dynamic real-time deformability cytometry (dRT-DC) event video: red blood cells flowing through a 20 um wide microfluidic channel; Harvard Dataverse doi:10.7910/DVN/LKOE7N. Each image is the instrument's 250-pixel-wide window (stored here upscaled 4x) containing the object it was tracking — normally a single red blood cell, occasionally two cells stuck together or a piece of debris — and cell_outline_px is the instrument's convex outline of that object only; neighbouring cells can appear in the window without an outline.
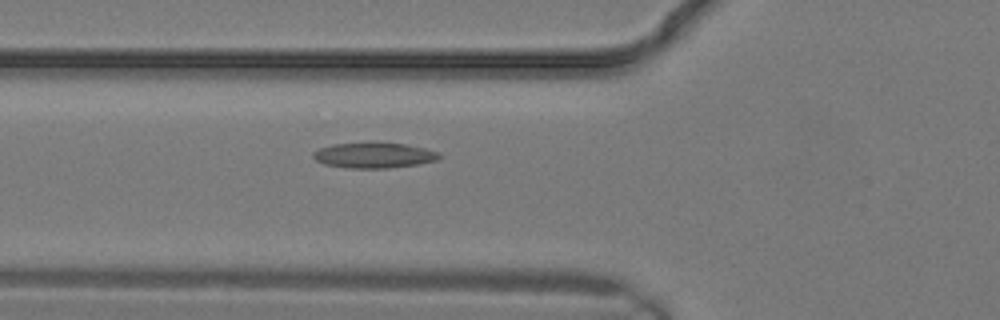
{"species": "common noctule bat (a hibernating species)", "species_latin": "Nyctalus noctula", "temperature_condition": "warm", "stored_images_in_passage": 7, "camera_frame_rate_fps": 3000, "um_per_image_px": 0.085, "animal": {"sex": "male", "body_mass_g": 19.2, "forearm_length_mm": 51.8}, "frame": {"image": 1, "passage_image": 2, "time_ms": 0.333, "image_size_px": [1000, 320], "cell_outline_px": [[444, 156], [436, 160], [420, 164], [388, 168], [348, 168], [324, 164], [316, 160], [312, 156], [312, 152], [320, 148], [332, 144], [404, 144], [424, 148], [440, 152]], "centroid_in_image_um": [31.82, 13.22], "position_along_channel_um": 94.0, "area_um2": 18.38}}
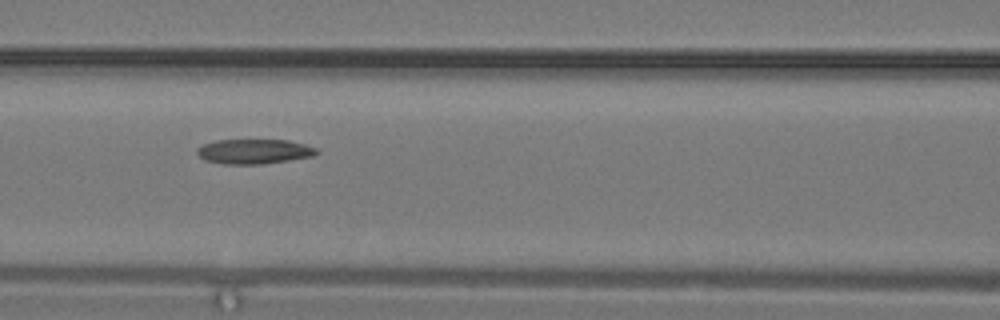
{"frame": {"image": 2, "passage_image": 4, "time_ms": 1.0, "image_size_px": [1000, 320], "cell_outline_px": [[320, 152], [312, 156], [264, 164], [224, 164], [204, 160], [196, 152], [196, 148], [204, 144], [216, 140], [288, 140], [304, 144], [316, 148]], "centroid_in_image_um": [21.58, 12.87], "position_along_channel_um": 145.0, "area_um2": 17.22}}
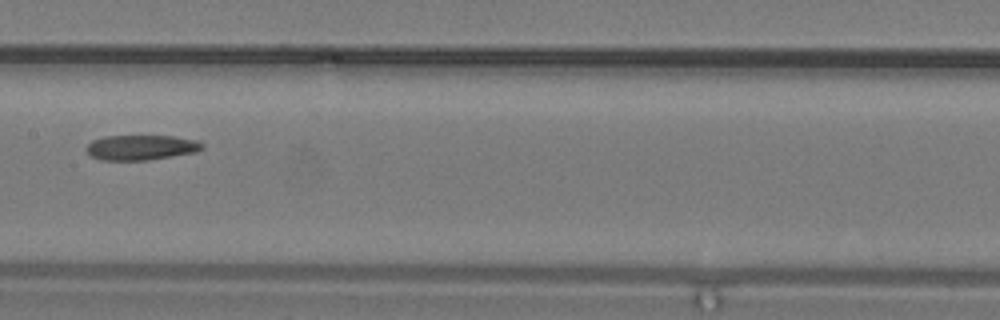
{"frame": {"image": 3, "passage_image": 6, "time_ms": 1.667, "image_size_px": [1000, 320], "cell_outline_px": [[204, 148], [196, 152], [148, 160], [100, 160], [92, 156], [84, 148], [92, 140], [104, 136], [172, 136], [200, 140], [204, 144]], "centroid_in_image_um": [12.02, 12.53], "position_along_channel_um": 195.4, "area_um2": 17.05}}